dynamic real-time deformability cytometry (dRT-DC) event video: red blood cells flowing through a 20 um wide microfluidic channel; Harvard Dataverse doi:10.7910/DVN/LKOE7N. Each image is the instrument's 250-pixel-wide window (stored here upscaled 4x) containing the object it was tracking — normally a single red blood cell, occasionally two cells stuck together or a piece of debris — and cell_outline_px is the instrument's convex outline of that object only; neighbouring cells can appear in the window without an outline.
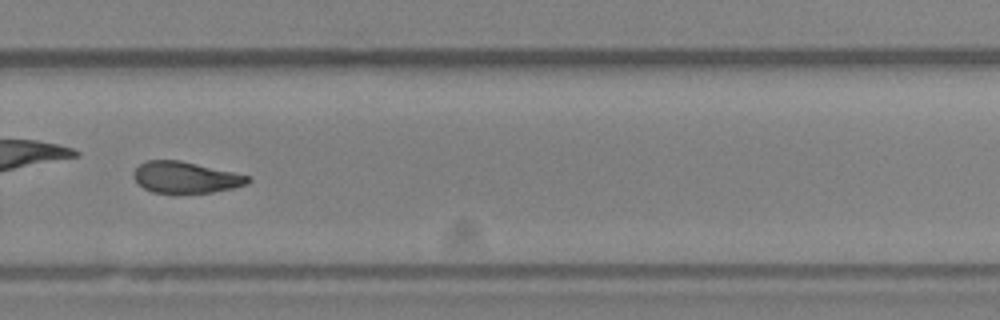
{"species": "Egyptian fruit bat (a non-hibernating species)", "species_latin": "Rousettus aegyptiacus", "temperature_condition": "room temperature", "stored_images_in_passage": 38, "camera_frame_rate_fps": 3000, "um_per_image_px": 0.085, "animal": {"sex": "female"}, "frame": {"image": 1, "passage_image": 22, "time_ms": 7.0, "image_size_px": [1000, 320], "cell_outline_px": [[252, 180], [248, 184], [232, 188], [212, 192], [152, 192], [144, 188], [132, 176], [132, 172], [140, 164], [148, 160], [180, 160], [252, 176]], "centroid_in_image_um": [15.81, 15.06], "position_along_channel_um": 314.0, "area_um2": 20.75}}
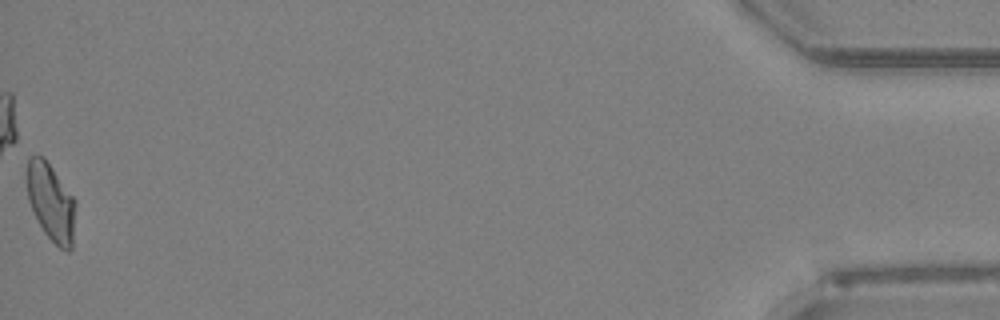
{"frame": {"image": 2, "passage_image": 38, "time_ms": 12.333, "image_size_px": [1000, 320], "cell_outline_px": [[76, 204], [72, 248], [68, 252], [60, 248], [44, 232], [28, 200], [24, 176], [28, 160], [32, 156], [44, 156], [76, 200]], "centroid_in_image_um": [4.32, 17.14], "position_along_channel_um": 430.9, "area_um2": 22.25}, "authors_computed_cell_mechanics": {"area_um2": 21.8484, "velocity_mm_per_s": 3.9934, "shape_relaxation_time_tau1_ms": null, "shape_relaxation_time_tau2_ms": 6.2597, "deformation_change_tau1": null, "deformation_change_tau2": 0.1311}}